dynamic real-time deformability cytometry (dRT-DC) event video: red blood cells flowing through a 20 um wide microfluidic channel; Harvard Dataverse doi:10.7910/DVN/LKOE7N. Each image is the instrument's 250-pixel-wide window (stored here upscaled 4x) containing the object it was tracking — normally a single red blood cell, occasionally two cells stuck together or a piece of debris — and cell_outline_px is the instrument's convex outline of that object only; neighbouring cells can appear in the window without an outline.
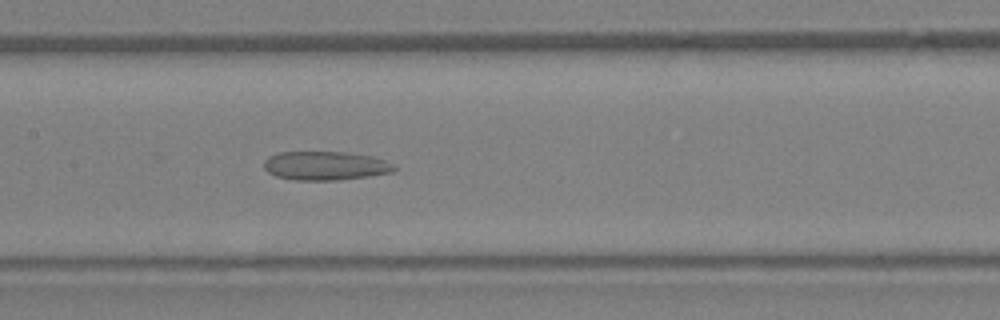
{"species": "Egyptian fruit bat (a non-hibernating species)", "species_latin": "Rousettus aegyptiacus", "temperature_condition": "warm", "stored_images_in_passage": 33, "camera_frame_rate_fps": 3000, "um_per_image_px": 0.085, "animal": {"sex": "female"}, "frame": {"image": 1, "passage_image": 16, "time_ms": 5.0, "image_size_px": [1000, 320], "cell_outline_px": [[396, 168], [392, 172], [368, 176], [336, 180], [296, 180], [276, 176], [268, 172], [264, 168], [264, 160], [268, 156], [276, 152], [344, 152], [372, 156], [384, 160], [392, 164]], "centroid_in_image_um": [27.61, 14.08], "position_along_channel_um": 179.8, "area_um2": 21.79}}
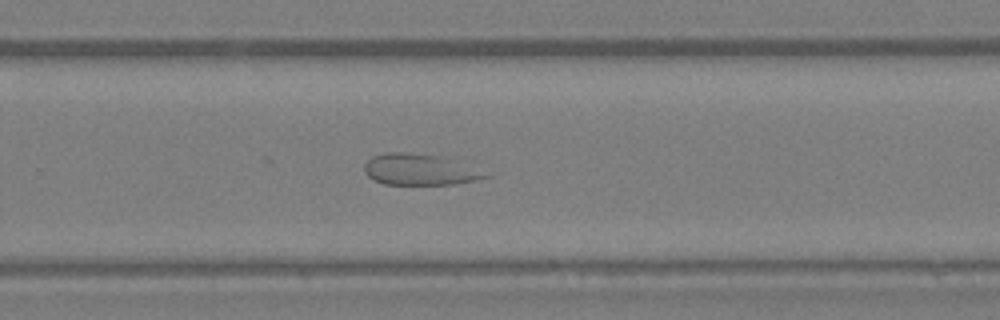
{"frame": {"image": 2, "passage_image": 23, "time_ms": 7.333, "image_size_px": [1000, 320], "cell_outline_px": [[492, 176], [476, 180], [456, 184], [384, 184], [372, 180], [364, 172], [364, 164], [372, 156], [384, 152], [404, 152], [444, 156]], "centroid_in_image_um": [35.6, 14.41], "position_along_channel_um": 294.2, "area_um2": 21.91}}
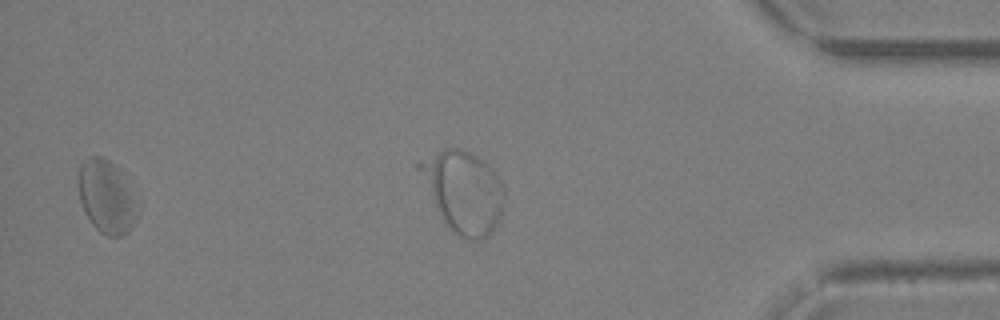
{"frame": {"image": 3, "passage_image": 31, "time_ms": 10.0, "image_size_px": [1000, 320], "cell_outline_px": [[140, 208], [128, 232], [120, 236], [108, 236], [100, 232], [92, 224], [84, 212], [80, 200], [80, 164], [88, 156], [100, 156], [108, 160], [120, 168], [140, 204]], "centroid_in_image_um": [9.1, 16.72], "position_along_channel_um": 426.1, "area_um2": 25.32}}